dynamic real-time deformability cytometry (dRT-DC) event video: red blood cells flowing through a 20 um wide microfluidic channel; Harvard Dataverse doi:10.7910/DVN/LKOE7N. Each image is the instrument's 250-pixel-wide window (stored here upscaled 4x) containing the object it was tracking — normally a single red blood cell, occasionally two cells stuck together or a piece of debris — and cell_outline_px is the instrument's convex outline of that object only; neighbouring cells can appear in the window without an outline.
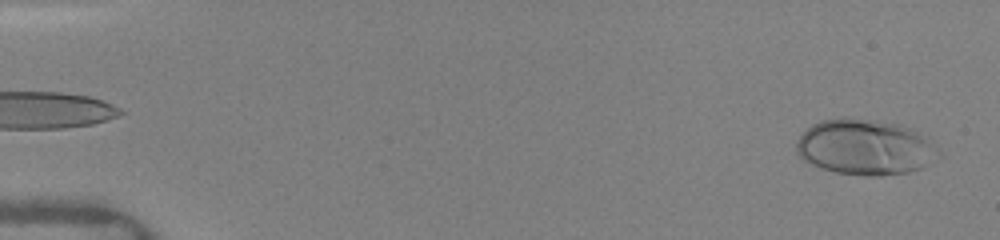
{"species": "human", "species_latin": "Homo sapiens", "temperature_condition": "warm", "stored_images_in_passage": 36, "camera_frame_rate_fps": 3000, "um_per_image_px": 0.085, "donor": {"sex": "female"}, "frame": {"image": 1, "passage_image": 5, "time_ms": 0.667, "image_size_px": [1000, 240], "cell_outline_px": [[924, 144], [920, 168], [908, 172], [880, 176], [864, 176], [836, 172], [820, 168], [804, 160], [796, 152], [796, 140], [812, 124], [820, 120], [844, 116], [848, 116], [900, 124], [912, 128], [924, 140]], "centroid_in_image_um": [73.2, 12.47], "position_along_channel_um": 11.8, "area_um2": 43.87}}
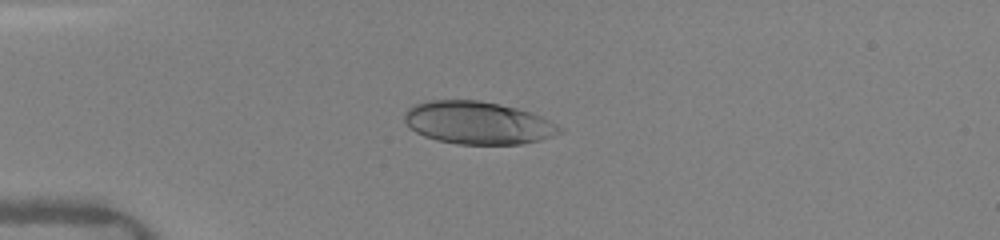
{"frame": {"image": 2, "passage_image": 29, "time_ms": 4.333, "image_size_px": [1000, 240], "cell_outline_px": [[564, 132], [540, 140], [520, 144], [456, 144], [436, 140], [424, 136], [416, 132], [404, 120], [404, 112], [408, 108], [416, 104], [428, 100], [480, 100], [500, 104], [516, 108], [540, 116], [564, 128]], "centroid_in_image_um": [40.62, 10.44], "position_along_channel_um": 44.4, "area_um2": 38.55}}